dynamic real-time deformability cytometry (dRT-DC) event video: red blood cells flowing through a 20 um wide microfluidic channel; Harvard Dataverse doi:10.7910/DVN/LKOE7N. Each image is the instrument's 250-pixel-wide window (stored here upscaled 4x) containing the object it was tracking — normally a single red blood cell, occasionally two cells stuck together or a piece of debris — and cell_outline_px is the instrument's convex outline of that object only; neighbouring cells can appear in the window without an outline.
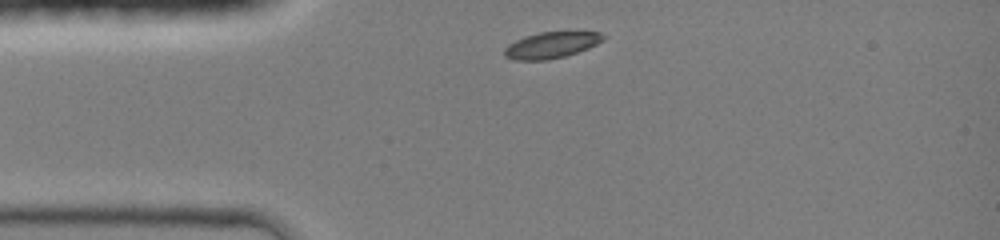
{"species": "common noctule bat (a hibernating species)", "species_latin": "Nyctalus noctula", "temperature_condition": "room temperature", "stored_images_in_passage": 30, "camera_frame_rate_fps": 3000, "um_per_image_px": 0.085, "animal": {"sex": "female", "body_mass_g": 19.0, "forearm_length_mm": 51.5}, "frame": {"image": 1, "passage_image": 1, "time_ms": 0.0, "image_size_px": [1000, 240], "cell_outline_px": [[608, 36], [604, 40], [588, 48], [564, 56], [548, 60], [512, 60], [504, 56], [504, 48], [508, 44], [524, 36], [540, 32], [600, 32]], "centroid_in_image_um": [46.85, 3.83], "position_along_channel_um": 38.2, "area_um2": 15.14}}
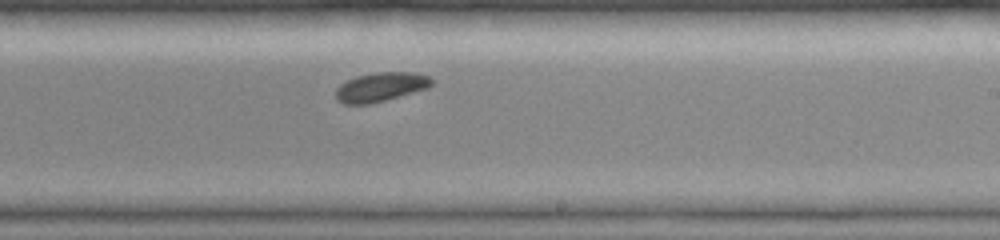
{"frame": {"image": 2, "passage_image": 18, "time_ms": 5.667, "image_size_px": [1000, 240], "cell_outline_px": [[432, 84], [428, 88], [372, 104], [344, 104], [336, 100], [336, 88], [340, 84], [356, 76], [376, 72], [412, 72], [428, 76], [432, 80]], "centroid_in_image_um": [32.34, 7.4], "position_along_channel_um": 256.7, "area_um2": 16.3}}
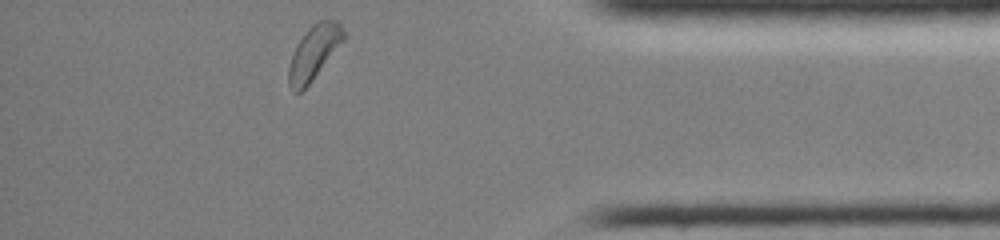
{"frame": {"image": 3, "passage_image": 30, "time_ms": 9.667, "image_size_px": [1000, 240], "cell_outline_px": [[344, 40], [312, 80], [300, 92], [292, 92], [288, 84], [288, 68], [292, 56], [300, 40], [308, 28], [312, 24], [320, 20], [340, 20], [344, 28]], "centroid_in_image_um": [26.69, 4.44], "position_along_channel_um": 408.5, "area_um2": 17.05}, "authors_computed_cell_mechanics": {"area_um2": 16.5597, "velocity_mm_per_s": 4.2415, "shape_relaxation_time_tau1_ms": 7.8805, "shape_relaxation_time_tau2_ms": null, "deformation_change_tau1": 0.2309, "deformation_change_tau2": null}}